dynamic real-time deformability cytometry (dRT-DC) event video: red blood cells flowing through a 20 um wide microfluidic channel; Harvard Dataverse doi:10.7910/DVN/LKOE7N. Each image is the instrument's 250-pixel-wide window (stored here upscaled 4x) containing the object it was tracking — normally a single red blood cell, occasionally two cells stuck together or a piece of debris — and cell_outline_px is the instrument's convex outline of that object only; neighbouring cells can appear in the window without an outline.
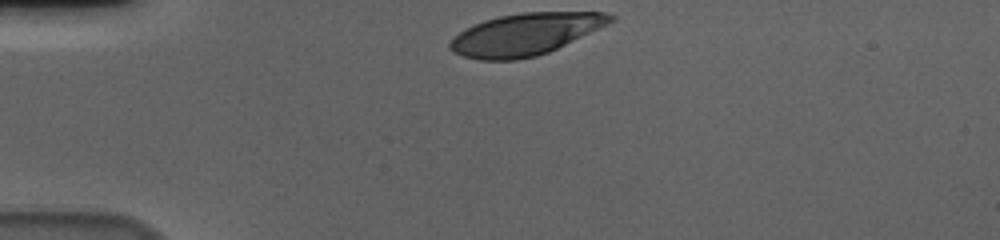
{"species": "human", "species_latin": "Homo sapiens", "temperature_condition": "cold", "stored_images_in_passage": 34, "camera_frame_rate_fps": 3000, "um_per_image_px": 0.085, "donor": {"sex": "male"}, "frame": {"image": 1, "passage_image": 1, "time_ms": 0.0, "image_size_px": [1000, 240], "cell_outline_px": [[616, 20], [608, 24], [548, 52], [536, 56], [516, 60], [480, 60], [464, 56], [452, 52], [448, 48], [448, 44], [464, 28], [472, 24], [484, 20], [500, 16], [520, 12], [604, 12], [616, 16]], "centroid_in_image_um": [44.64, 2.9], "position_along_channel_um": 40.4, "area_um2": 39.07}}
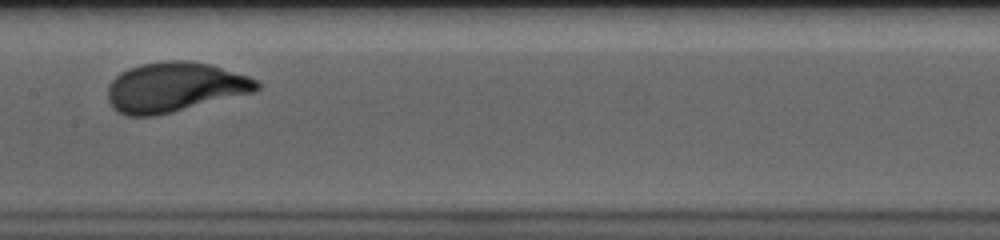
{"frame": {"image": 2, "passage_image": 17, "time_ms": 5.333, "image_size_px": [1000, 240], "cell_outline_px": [[260, 88], [256, 92], [172, 112], [152, 116], [128, 116], [112, 108], [108, 100], [108, 84], [120, 72], [128, 68], [140, 64], [168, 60], [188, 60], [212, 64], [248, 76], [256, 80], [260, 84]], "centroid_in_image_um": [14.85, 7.4], "position_along_channel_um": 192.5, "area_um2": 43.47}}
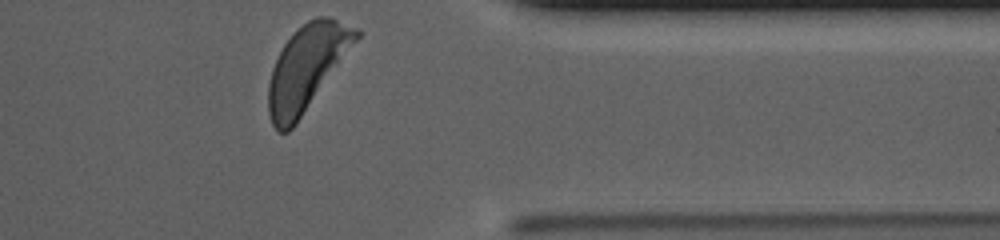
{"frame": {"image": 3, "passage_image": 34, "time_ms": 11.0, "image_size_px": [1000, 240], "cell_outline_px": [[364, 32], [296, 124], [288, 132], [280, 132], [272, 124], [268, 112], [268, 84], [272, 68], [284, 44], [296, 28], [308, 20], [316, 16], [328, 16], [356, 28]], "centroid_in_image_um": [26.08, 5.73], "position_along_channel_um": 385.3, "area_um2": 43.29}, "authors_computed_cell_mechanics": {"area_um2": 41.616, "velocity_mm_per_s": 3.5852, "shape_relaxation_time_tau1_ms": 2.7983, "shape_relaxation_time_tau2_ms": null, "deformation_change_tau1": 0.1692, "deformation_change_tau2": null}}